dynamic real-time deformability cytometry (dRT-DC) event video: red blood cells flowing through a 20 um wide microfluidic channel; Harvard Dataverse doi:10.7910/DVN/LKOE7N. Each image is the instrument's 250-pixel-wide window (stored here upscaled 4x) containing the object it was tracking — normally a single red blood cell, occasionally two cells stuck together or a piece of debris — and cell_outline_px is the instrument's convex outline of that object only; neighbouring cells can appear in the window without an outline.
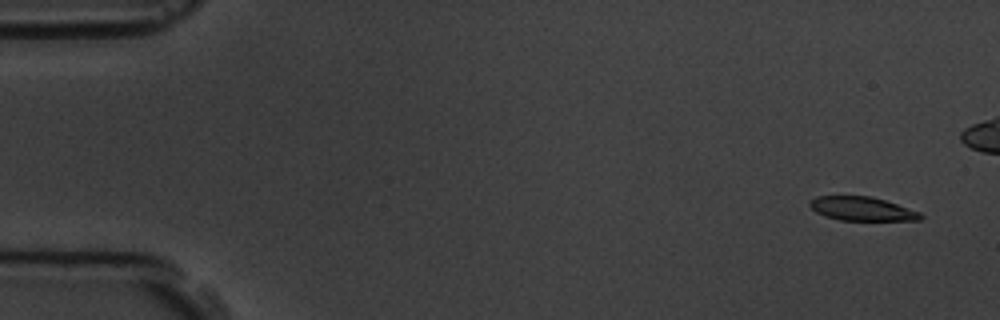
{"species": "common noctule bat (a hibernating species)", "species_latin": "Nyctalus noctula", "temperature_condition": "room temperature", "stored_images_in_passage": 6, "camera_frame_rate_fps": 3000, "um_per_image_px": 0.085, "animal": {"sex": "male", "body_mass_g": 19.5, "forearm_length_mm": 54.6}, "frame": {"image": 1, "passage_image": 1, "time_ms": 0.0, "image_size_px": [1000, 320], "cell_outline_px": [[924, 216], [920, 220], [840, 220], [824, 216], [816, 212], [808, 204], [816, 196], [872, 196], [920, 212]], "centroid_in_image_um": [73.26, 17.75], "position_along_channel_um": 11.7, "area_um2": 15.26}}